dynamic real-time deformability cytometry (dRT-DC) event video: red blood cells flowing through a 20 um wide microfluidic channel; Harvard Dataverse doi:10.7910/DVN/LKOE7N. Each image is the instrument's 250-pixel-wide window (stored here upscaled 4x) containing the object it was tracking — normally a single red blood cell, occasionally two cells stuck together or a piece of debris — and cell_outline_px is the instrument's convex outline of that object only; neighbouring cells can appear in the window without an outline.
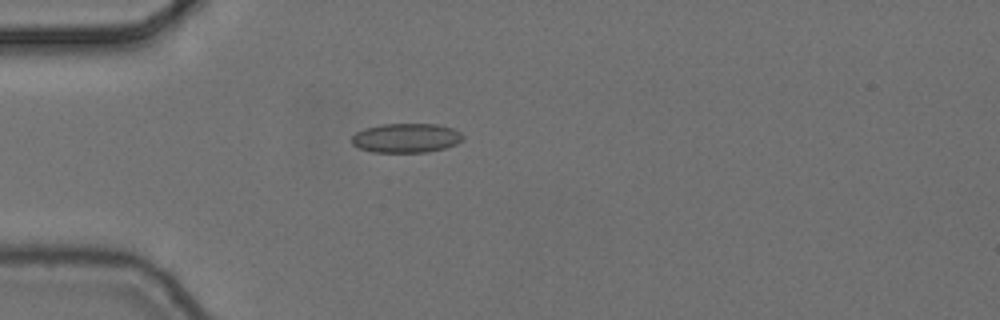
{"species": "common noctule bat (a hibernating species)", "species_latin": "Nyctalus noctula", "temperature_condition": "cold", "stored_images_in_passage": 6, "camera_frame_rate_fps": 3000, "um_per_image_px": 0.085, "animal": {"sex": "female", "body_mass_g": 24.6, "forearm_length_mm": 56.2}, "frame": {"image": 1, "passage_image": 6, "time_ms": 1.667, "image_size_px": [1000, 320], "cell_outline_px": [[464, 140], [456, 144], [444, 148], [428, 152], [372, 152], [360, 148], [352, 144], [352, 136], [356, 132], [364, 128], [380, 124], [436, 124], [452, 128], [460, 132], [464, 136]], "centroid_in_image_um": [34.53, 11.72], "position_along_channel_um": 50.5, "area_um2": 19.07}}